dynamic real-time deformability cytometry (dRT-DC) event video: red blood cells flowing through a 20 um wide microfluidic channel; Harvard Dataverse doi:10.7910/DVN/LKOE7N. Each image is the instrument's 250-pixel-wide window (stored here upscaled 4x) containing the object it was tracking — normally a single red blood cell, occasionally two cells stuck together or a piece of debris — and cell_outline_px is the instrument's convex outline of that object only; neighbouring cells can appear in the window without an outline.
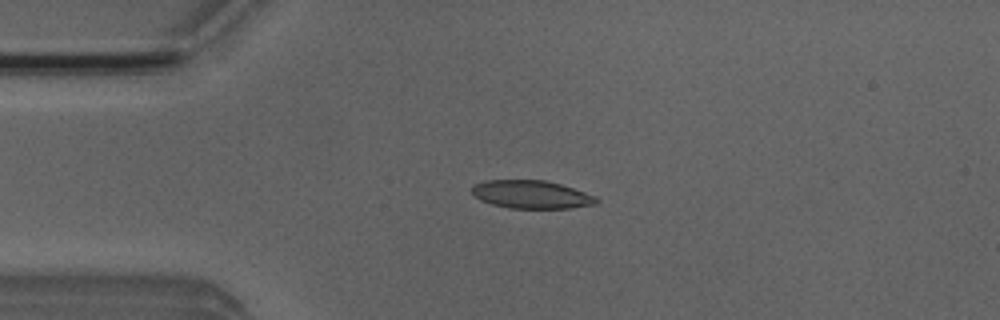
{"species": "Egyptian fruit bat (a non-hibernating species)", "species_latin": "Rousettus aegyptiacus", "temperature_condition": "room temperature", "stored_images_in_passage": 41, "camera_frame_rate_fps": 3000, "um_per_image_px": 0.085, "animal": {"sex": "male"}, "frame": {"image": 1, "passage_image": 1, "time_ms": 0.0, "image_size_px": [1000, 320], "cell_outline_px": [[600, 200], [596, 204], [572, 208], [508, 208], [492, 204], [480, 200], [472, 196], [472, 184], [484, 180], [544, 180], [560, 184], [596, 196]], "centroid_in_image_um": [45.13, 16.53], "position_along_channel_um": 39.9, "area_um2": 20.52}}
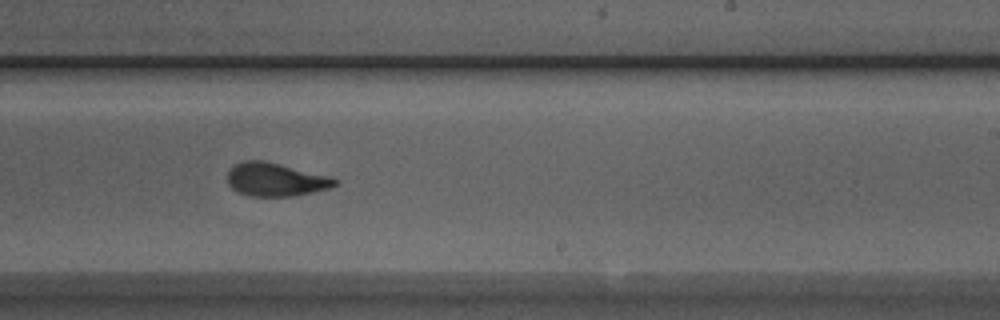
{"frame": {"image": 2, "passage_image": 20, "time_ms": 6.333, "image_size_px": [1000, 320], "cell_outline_px": [[340, 180], [332, 188], [292, 196], [248, 196], [236, 192], [228, 184], [228, 168], [244, 160], [264, 160], [328, 176]], "centroid_in_image_um": [23.4, 15.26], "position_along_channel_um": 265.6, "area_um2": 20.92}}
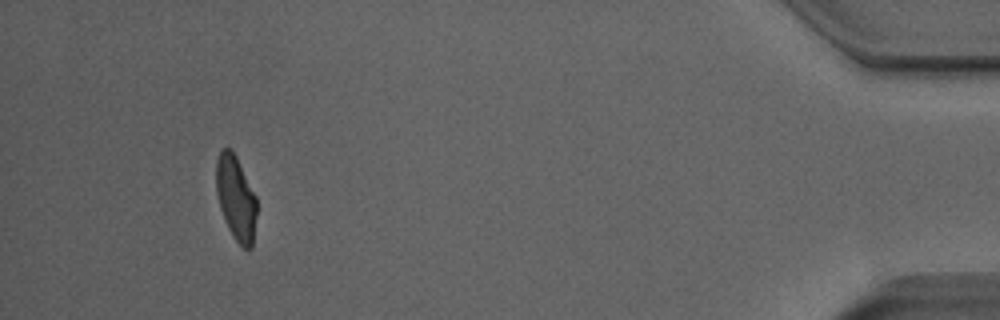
{"frame": {"image": 3, "passage_image": 37, "time_ms": 12.0, "image_size_px": [1000, 320], "cell_outline_px": [[256, 216], [252, 248], [248, 252], [232, 236], [228, 228], [220, 208], [216, 192], [216, 160], [220, 152], [224, 148], [232, 148], [256, 196]], "centroid_in_image_um": [20.05, 16.85], "position_along_channel_um": 415.2, "area_um2": 20.0}, "authors_computed_cell_mechanics": {"area_um2": 20.9814, "velocity_mm_per_s": 3.9466, "shape_relaxation_time_tau1_ms": 4.1258, "shape_relaxation_time_tau2_ms": 1.0133, "deformation_change_tau1": 0.1653, "deformation_change_tau2": 0.0718}}